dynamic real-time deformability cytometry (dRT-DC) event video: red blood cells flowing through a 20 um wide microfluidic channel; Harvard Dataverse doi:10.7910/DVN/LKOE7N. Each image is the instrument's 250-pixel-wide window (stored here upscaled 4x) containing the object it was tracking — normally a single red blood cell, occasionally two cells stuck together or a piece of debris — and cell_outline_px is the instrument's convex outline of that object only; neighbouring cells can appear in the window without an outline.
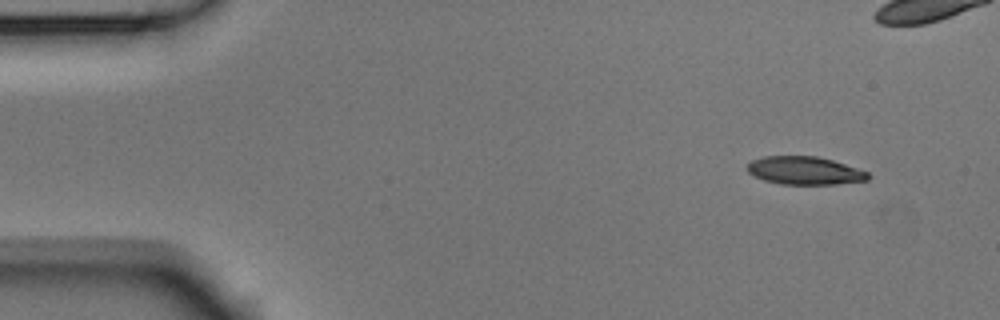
{"species": "Egyptian fruit bat (a non-hibernating species)", "species_latin": "Rousettus aegyptiacus", "temperature_condition": "room temperature", "stored_images_in_passage": 50, "camera_frame_rate_fps": 3000, "um_per_image_px": 0.085, "animal": {"sex": "male"}, "frame": {"image": 1, "passage_image": 1, "time_ms": 0.0, "image_size_px": [1000, 320], "cell_outline_px": [[872, 176], [868, 180], [836, 184], [780, 184], [764, 180], [748, 172], [744, 168], [752, 160], [764, 156], [816, 156], [832, 160], [868, 172]], "centroid_in_image_um": [68.39, 14.5], "position_along_channel_um": 16.6, "area_um2": 19.71}}
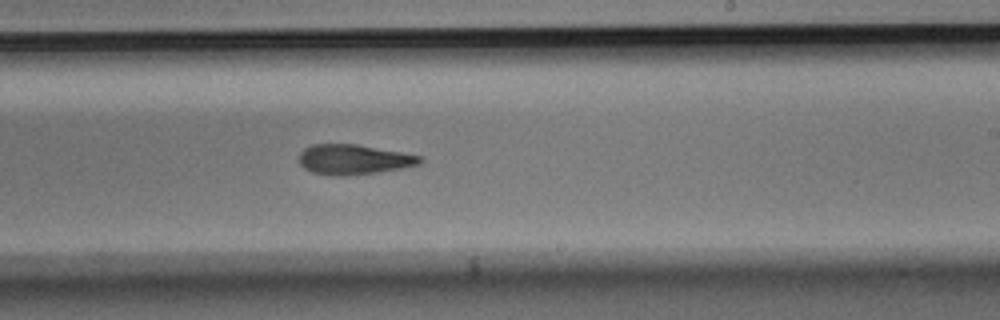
{"frame": {"image": 2, "passage_image": 28, "time_ms": 9.0, "image_size_px": [1000, 320], "cell_outline_px": [[424, 160], [420, 164], [400, 168], [376, 172], [348, 176], [336, 176], [312, 172], [304, 168], [300, 164], [300, 152], [304, 148], [312, 144], [356, 144], [400, 152], [420, 156]], "centroid_in_image_um": [30.03, 13.55], "position_along_channel_um": 259.0, "area_um2": 20.98}}
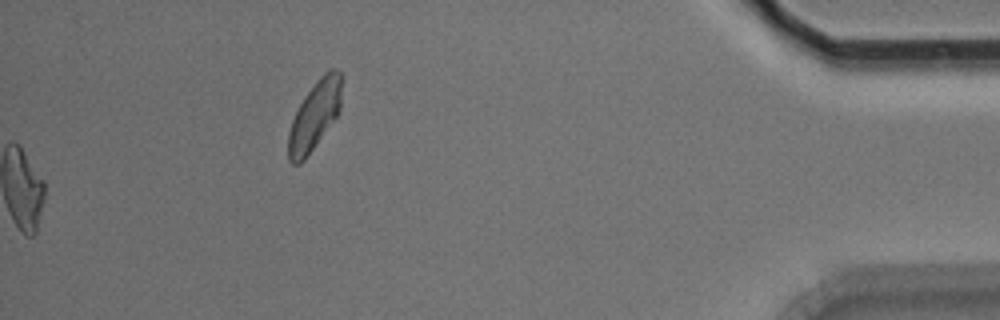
{"frame": {"image": 3, "passage_image": 50, "time_ms": 16.333, "image_size_px": [1000, 320], "cell_outline_px": [[340, 108], [336, 116], [304, 160], [300, 164], [292, 164], [288, 160], [288, 132], [292, 120], [304, 96], [320, 76], [328, 68], [332, 68], [340, 72]], "centroid_in_image_um": [26.7, 9.83], "position_along_channel_um": 408.5, "area_um2": 20.87}, "authors_computed_cell_mechanics": {"area_um2": 21.2993, "velocity_mm_per_s": 3.7759, "shape_relaxation_time_tau1_ms": 10.5283, "shape_relaxation_time_tau2_ms": 4.6479, "deformation_change_tau1": 0.2297, "deformation_change_tau2": 0.1449}}